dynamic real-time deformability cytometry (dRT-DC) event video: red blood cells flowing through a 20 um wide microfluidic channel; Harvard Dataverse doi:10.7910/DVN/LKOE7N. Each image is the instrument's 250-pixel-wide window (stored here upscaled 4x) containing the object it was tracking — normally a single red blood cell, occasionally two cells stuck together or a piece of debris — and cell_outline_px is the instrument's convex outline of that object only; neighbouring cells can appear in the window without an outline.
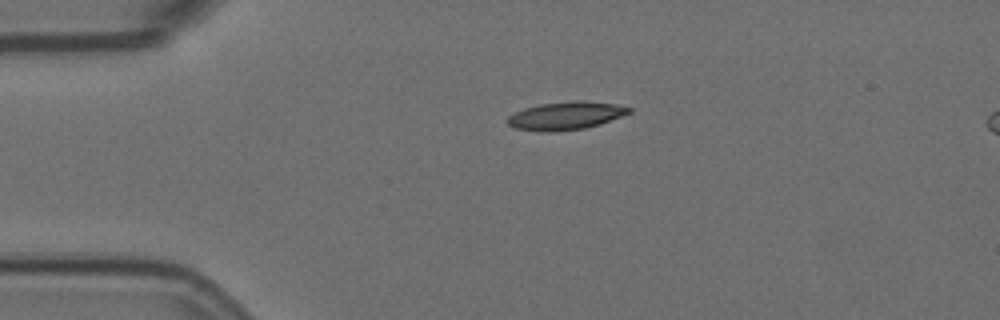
{"species": "Egyptian fruit bat (a non-hibernating species)", "species_latin": "Rousettus aegyptiacus", "temperature_condition": "room temperature", "stored_images_in_passage": 2, "camera_frame_rate_fps": 3000, "um_per_image_px": 0.085, "animal": {"sex": "female"}, "frame": {"image": 1, "passage_image": 1, "time_ms": 0.0, "image_size_px": [1000, 320], "cell_outline_px": [[632, 112], [600, 124], [584, 128], [516, 128], [508, 124], [504, 120], [508, 116], [524, 108], [540, 104], [616, 104], [632, 108]], "centroid_in_image_um": [48.1, 9.83], "position_along_channel_um": 36.9, "area_um2": 17.57}}